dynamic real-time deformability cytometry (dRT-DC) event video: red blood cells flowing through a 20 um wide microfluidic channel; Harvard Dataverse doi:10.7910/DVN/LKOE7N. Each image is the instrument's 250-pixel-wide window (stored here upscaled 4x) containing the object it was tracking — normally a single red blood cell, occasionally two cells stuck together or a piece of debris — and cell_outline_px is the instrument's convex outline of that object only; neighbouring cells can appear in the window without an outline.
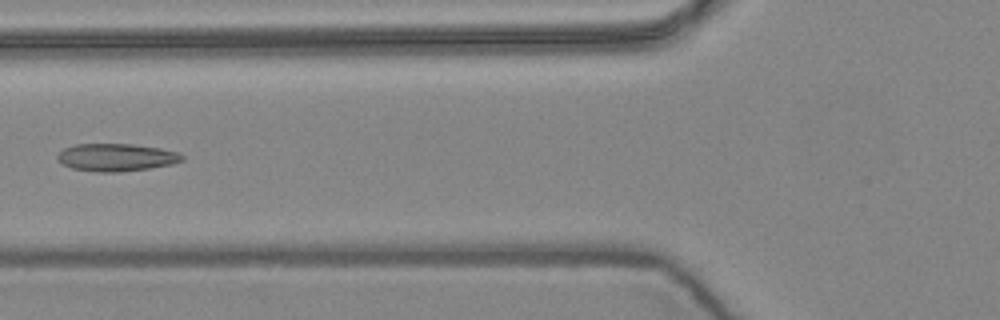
{"species": "common noctule bat (a hibernating species)", "species_latin": "Nyctalus noctula", "temperature_condition": "warm", "stored_images_in_passage": 8, "camera_frame_rate_fps": 3000, "um_per_image_px": 0.085, "animal": {"sex": "female", "body_mass_g": 24.6, "forearm_length_mm": 56.2}, "frame": {"image": 1, "passage_image": 6, "time_ms": 1.667, "image_size_px": [1000, 320], "cell_outline_px": [[184, 160], [172, 164], [148, 168], [120, 172], [96, 172], [72, 168], [60, 164], [56, 160], [56, 156], [64, 148], [76, 144], [132, 144], [160, 148], [180, 152], [184, 156]], "centroid_in_image_um": [9.87, 13.38], "position_along_channel_um": 115.9, "area_um2": 20.23}}
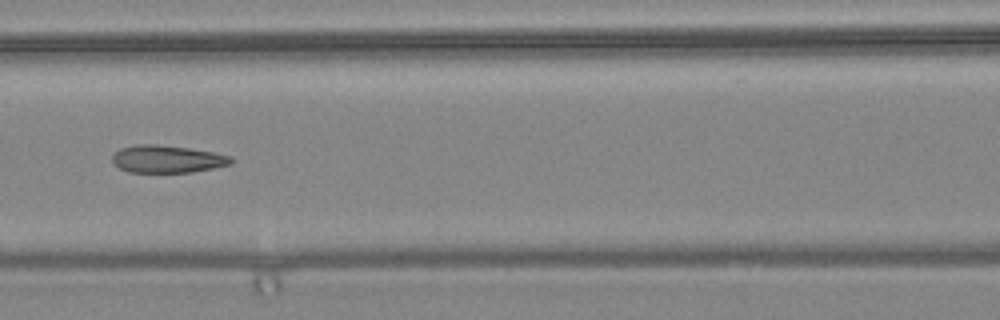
{"frame": {"image": 2, "passage_image": 7, "time_ms": 2.0, "image_size_px": [1000, 320], "cell_outline_px": [[236, 160], [232, 164], [192, 172], [128, 172], [112, 164], [112, 156], [120, 148], [136, 144], [156, 144], [188, 148], [212, 152], [232, 156]], "centroid_in_image_um": [14.22, 13.52], "position_along_channel_um": 152.4, "area_um2": 19.13}}
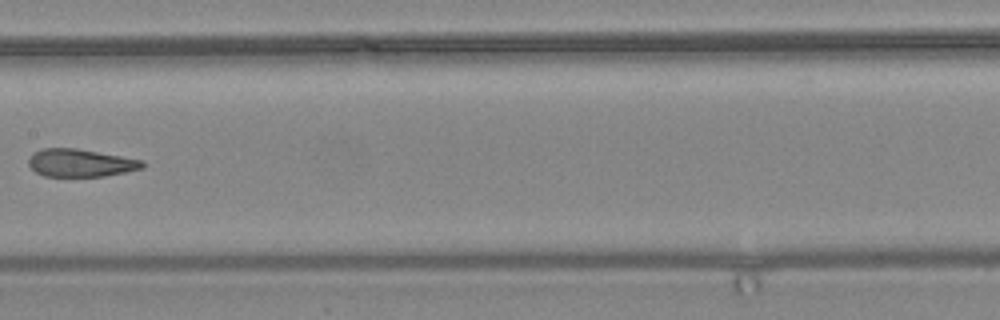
{"frame": {"image": 3, "passage_image": 8, "time_ms": 2.333, "image_size_px": [1000, 320], "cell_outline_px": [[144, 168], [104, 176], [44, 176], [36, 172], [28, 164], [28, 160], [32, 152], [40, 148], [76, 148], [144, 160]], "centroid_in_image_um": [6.82, 13.84], "position_along_channel_um": 200.6, "area_um2": 18.44}}